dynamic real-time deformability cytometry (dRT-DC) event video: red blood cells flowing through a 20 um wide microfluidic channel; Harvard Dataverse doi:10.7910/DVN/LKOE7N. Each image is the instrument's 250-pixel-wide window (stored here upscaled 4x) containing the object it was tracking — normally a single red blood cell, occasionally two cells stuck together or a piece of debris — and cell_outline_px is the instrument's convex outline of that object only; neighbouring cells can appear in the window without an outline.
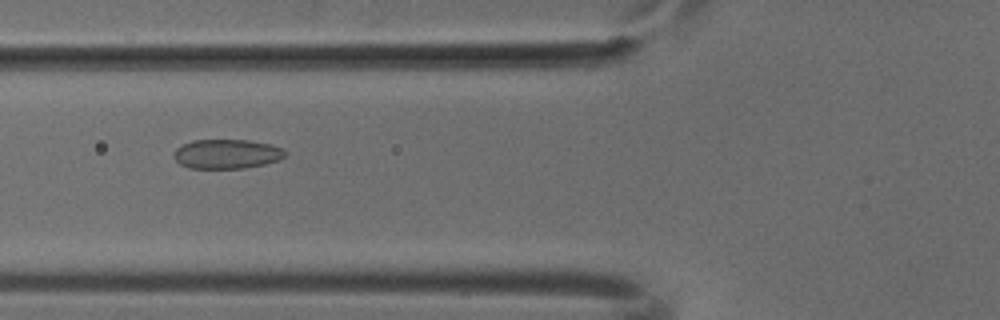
{"species": "common noctule bat (a hibernating species)", "species_latin": "Nyctalus noctula", "temperature_condition": "cold", "stored_images_in_passage": 50, "camera_frame_rate_fps": 3000, "um_per_image_px": 0.085, "animal": {"sex": "male", "body_mass_g": 18.8}, "frame": {"image": 1, "passage_image": 19, "time_ms": 6.0, "image_size_px": [1000, 320], "cell_outline_px": [[284, 156], [280, 160], [264, 164], [244, 168], [188, 168], [180, 164], [172, 156], [176, 148], [192, 140], [248, 140], [272, 144], [280, 148], [284, 152]], "centroid_in_image_um": [19.24, 13.09], "position_along_channel_um": 106.6, "area_um2": 19.02}}
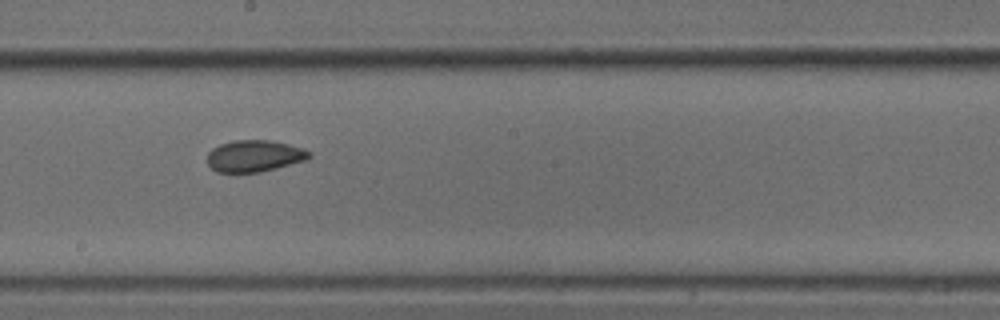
{"frame": {"image": 2, "passage_image": 28, "time_ms": 9.0, "image_size_px": [1000, 320], "cell_outline_px": [[312, 156], [304, 160], [276, 168], [260, 172], [216, 172], [208, 164], [208, 152], [212, 148], [220, 144], [236, 140], [272, 140], [304, 148], [312, 152]], "centroid_in_image_um": [21.63, 13.25], "position_along_channel_um": 226.6, "area_um2": 18.79}}
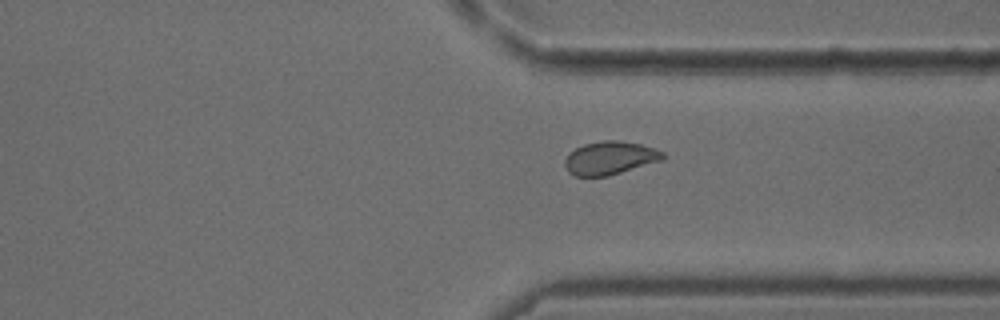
{"frame": {"image": 3, "passage_image": 38, "time_ms": 12.333, "image_size_px": [1000, 320], "cell_outline_px": [[664, 160], [608, 176], [576, 176], [568, 172], [564, 164], [564, 160], [576, 148], [584, 144], [600, 140], [616, 140], [640, 144], [656, 148], [664, 152]], "centroid_in_image_um": [51.88, 13.43], "position_along_channel_um": 359.5, "area_um2": 19.02}}